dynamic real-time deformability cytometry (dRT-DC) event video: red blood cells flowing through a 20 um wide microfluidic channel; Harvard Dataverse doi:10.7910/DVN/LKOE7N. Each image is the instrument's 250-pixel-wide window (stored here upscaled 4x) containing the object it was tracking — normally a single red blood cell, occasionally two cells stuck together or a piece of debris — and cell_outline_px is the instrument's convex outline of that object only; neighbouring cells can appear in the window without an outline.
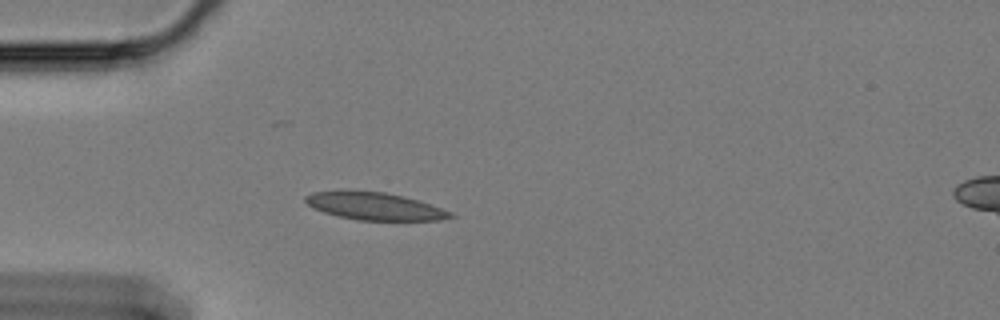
{"species": "Egyptian fruit bat (a non-hibernating species)", "species_latin": "Rousettus aegyptiacus", "temperature_condition": "cold", "stored_images_in_passage": 44, "camera_frame_rate_fps": 3000, "um_per_image_px": 0.085, "animal": {"sex": "female"}, "frame": {"image": 1, "passage_image": 1, "time_ms": 0.0, "image_size_px": [1000, 320], "cell_outline_px": [[456, 216], [440, 220], [356, 220], [324, 212], [312, 208], [304, 200], [304, 196], [312, 192], [384, 192], [416, 200], [452, 212]], "centroid_in_image_um": [31.84, 17.55], "position_along_channel_um": 53.2, "area_um2": 22.48}}
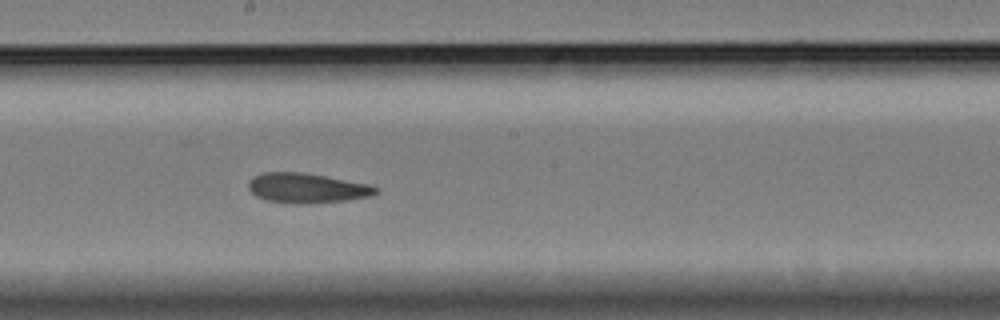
{"frame": {"image": 2, "passage_image": 17, "time_ms": 5.333, "image_size_px": [1000, 320], "cell_outline_px": [[380, 192], [372, 196], [348, 200], [308, 204], [296, 204], [268, 200], [256, 196], [248, 188], [248, 180], [252, 176], [264, 172], [300, 172], [324, 176], [368, 184], [380, 188]], "centroid_in_image_um": [26.1, 15.99], "position_along_channel_um": 222.1, "area_um2": 22.25}}
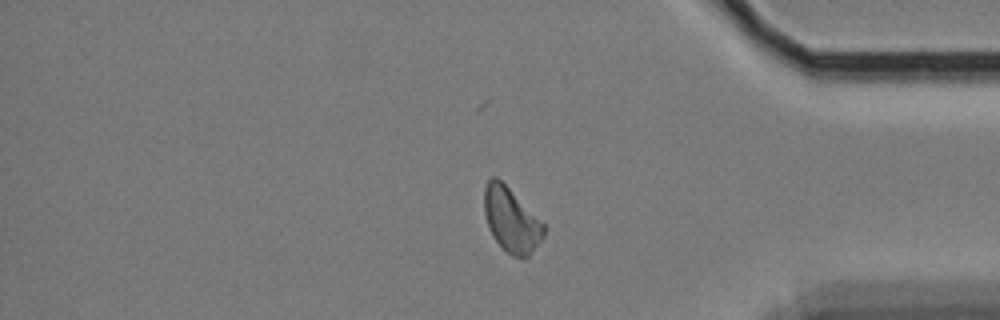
{"frame": {"image": 3, "passage_image": 34, "time_ms": 11.0, "image_size_px": [1000, 320], "cell_outline_px": [[544, 236], [532, 252], [528, 256], [512, 256], [492, 236], [488, 228], [484, 212], [484, 188], [488, 180], [492, 176], [496, 176], [544, 224]], "centroid_in_image_um": [43.43, 18.69], "position_along_channel_um": 391.8, "area_um2": 21.79}, "authors_computed_cell_mechanics": {"area_um2": 22.1374, "velocity_mm_per_s": 3.3344, "shape_relaxation_time_tau1_ms": null, "shape_relaxation_time_tau2_ms": 3.4751, "deformation_change_tau1": null, "deformation_change_tau2": 0.0853}}